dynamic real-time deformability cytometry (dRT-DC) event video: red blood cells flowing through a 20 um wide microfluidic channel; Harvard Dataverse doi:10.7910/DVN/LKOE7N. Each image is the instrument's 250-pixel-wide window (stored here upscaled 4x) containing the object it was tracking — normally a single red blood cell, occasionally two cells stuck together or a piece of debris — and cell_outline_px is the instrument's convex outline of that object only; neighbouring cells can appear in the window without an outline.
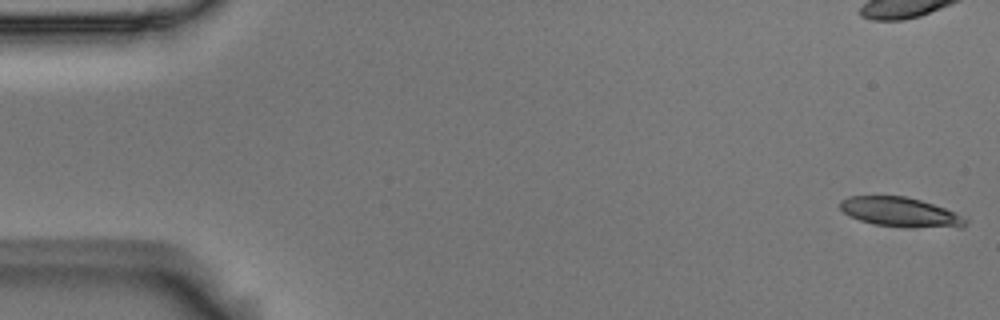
{"species": "Egyptian fruit bat (a non-hibernating species)", "species_latin": "Rousettus aegyptiacus", "temperature_condition": "room temperature", "stored_images_in_passage": 13, "camera_frame_rate_fps": 3000, "um_per_image_px": 0.085, "animal": {"sex": "male"}, "frame": {"image": 1, "passage_image": 1, "time_ms": 0.0, "image_size_px": [1000, 320], "cell_outline_px": [[968, 220], [964, 228], [908, 228], [872, 224], [848, 216], [840, 208], [840, 200], [848, 196], [904, 196], [920, 200], [956, 212]], "centroid_in_image_um": [76.56, 18.06], "position_along_channel_um": 8.4, "area_um2": 21.96}}